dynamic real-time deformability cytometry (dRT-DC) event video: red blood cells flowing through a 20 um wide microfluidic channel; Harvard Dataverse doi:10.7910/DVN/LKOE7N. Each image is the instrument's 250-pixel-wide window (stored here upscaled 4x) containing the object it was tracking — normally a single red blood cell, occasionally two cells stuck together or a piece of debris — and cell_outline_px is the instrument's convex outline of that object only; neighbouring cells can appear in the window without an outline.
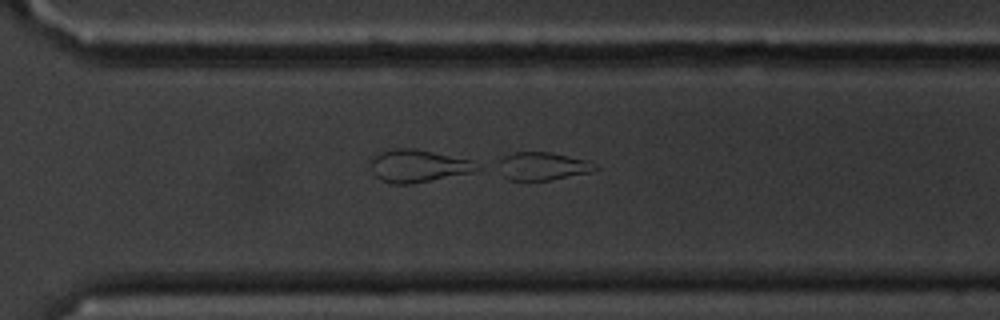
{"species": "common noctule bat (a hibernating species)", "species_latin": "Nyctalus noctula", "temperature_condition": "cold", "stored_images_in_passage": 48, "camera_frame_rate_fps": 3000, "um_per_image_px": 0.085, "animal": {"sex": "male", "body_mass_g": 20.1, "forearm_length_mm": 53.5}, "frame": {"image": 1, "passage_image": 32, "time_ms": 10.333, "image_size_px": [1000, 320], "cell_outline_px": [[600, 168], [592, 172], [552, 180], [508, 180], [504, 176], [500, 160], [504, 156], [512, 152], [552, 152], [588, 160], [596, 164]], "centroid_in_image_um": [46.22, 14.12], "position_along_channel_um": 324.4, "area_um2": 15.78}}